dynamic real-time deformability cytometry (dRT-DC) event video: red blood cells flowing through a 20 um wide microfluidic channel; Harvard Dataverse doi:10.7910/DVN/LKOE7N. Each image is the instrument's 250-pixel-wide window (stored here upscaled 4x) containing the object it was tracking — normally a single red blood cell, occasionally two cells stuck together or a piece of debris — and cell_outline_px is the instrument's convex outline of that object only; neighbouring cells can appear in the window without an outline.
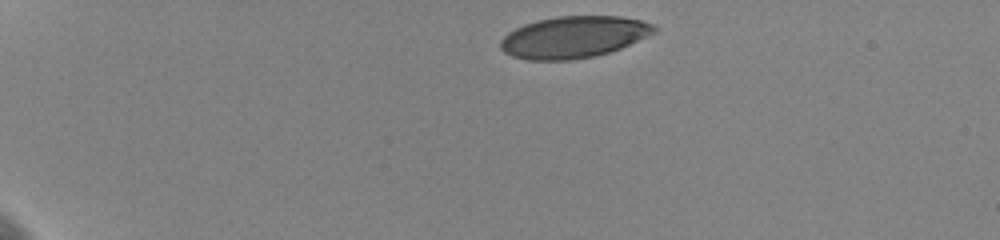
{"species": "human", "species_latin": "Homo sapiens", "temperature_condition": "cold", "stored_images_in_passage": 9, "camera_frame_rate_fps": 3000, "um_per_image_px": 0.085, "donor": {"sex": "female"}, "frame": {"image": 1, "passage_image": 1, "time_ms": 0.0, "image_size_px": [1000, 240], "cell_outline_px": [[660, 28], [656, 32], [620, 48], [608, 52], [592, 56], [572, 60], [528, 60], [512, 56], [504, 52], [500, 48], [500, 40], [508, 32], [524, 24], [556, 16], [620, 16], [640, 20], [652, 24]], "centroid_in_image_um": [48.75, 3.15], "position_along_channel_um": 36.2, "area_um2": 37.22}}
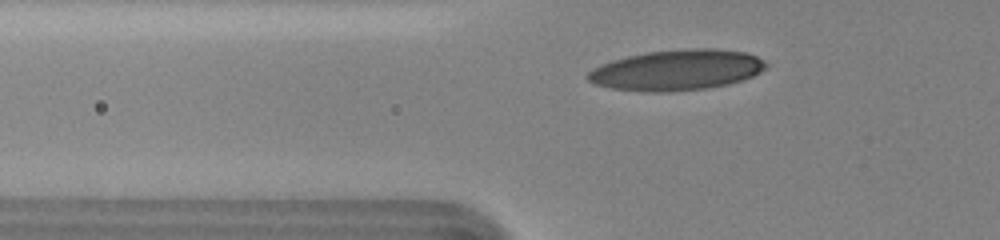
{"frame": {"image": 2, "passage_image": 7, "time_ms": 3.0, "image_size_px": [1000, 240], "cell_outline_px": [[768, 64], [760, 72], [752, 76], [728, 84], [704, 88], [668, 92], [648, 92], [612, 88], [596, 84], [588, 80], [584, 76], [592, 68], [600, 64], [612, 60], [628, 56], [648, 52], [688, 48], [716, 48], [748, 52], [764, 60]], "centroid_in_image_um": [57.52, 5.94], "position_along_channel_um": 68.3, "area_um2": 42.19}}